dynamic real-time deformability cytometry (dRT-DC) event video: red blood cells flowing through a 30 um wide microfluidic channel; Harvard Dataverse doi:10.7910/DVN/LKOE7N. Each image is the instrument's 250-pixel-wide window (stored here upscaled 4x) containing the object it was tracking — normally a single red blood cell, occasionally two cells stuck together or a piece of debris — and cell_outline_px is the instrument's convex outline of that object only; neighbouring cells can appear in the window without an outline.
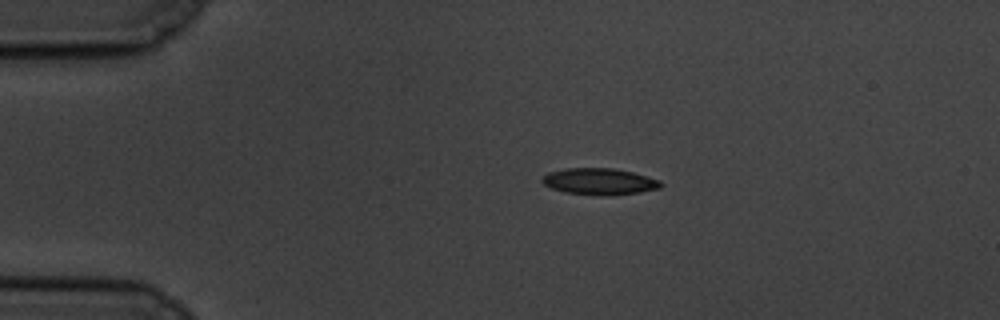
{"species": "common noctule bat (a hibernating species)", "species_latin": "Nyctalus noctula", "temperature_condition": "cold", "stored_images_in_passage": 47, "camera_frame_rate_fps": 3000, "um_per_image_px": 0.085, "animal": {"sex": "male", "body_mass_g": 19.5, "forearm_length_mm": 54.6}, "frame": {"image": 1, "passage_image": 1, "time_ms": 0.0, "image_size_px": [1000, 320], "cell_outline_px": [[664, 184], [660, 188], [640, 192], [612, 196], [600, 196], [564, 192], [552, 188], [544, 184], [540, 180], [548, 172], [564, 168], [612, 168], [632, 172], [660, 180]], "centroid_in_image_um": [50.96, 15.43], "position_along_channel_um": 34.0, "area_um2": 18.5}}
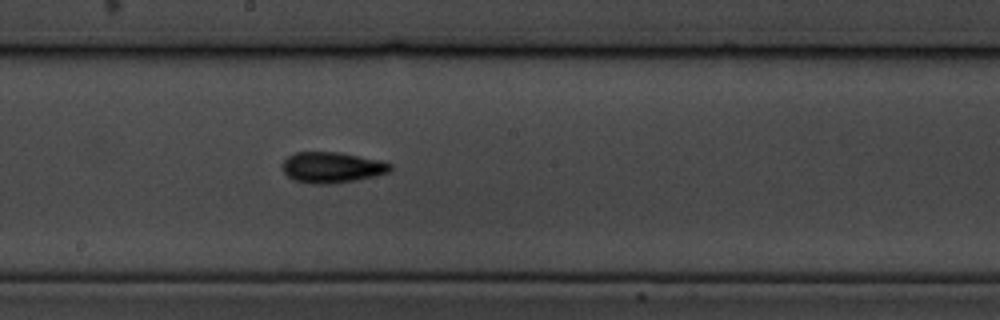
{"frame": {"image": 2, "passage_image": 21, "time_ms": 6.667, "image_size_px": [1000, 320], "cell_outline_px": [[392, 168], [388, 172], [376, 176], [356, 180], [328, 184], [312, 184], [292, 180], [280, 168], [280, 164], [288, 156], [296, 152], [340, 152], [380, 160], [392, 164]], "centroid_in_image_um": [28.18, 14.23], "position_along_channel_um": 220.0, "area_um2": 19.59}}
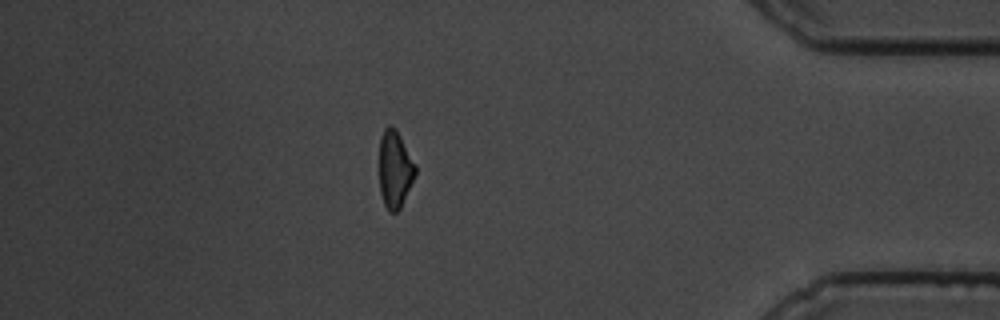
{"frame": {"image": 3, "passage_image": 40, "time_ms": 13.0, "image_size_px": [1000, 320], "cell_outline_px": [[416, 172], [400, 208], [396, 212], [388, 212], [384, 204], [380, 192], [380, 136], [384, 128], [388, 124], [392, 124], [396, 128], [416, 164]], "centroid_in_image_um": [33.56, 14.34], "position_along_channel_um": 401.6, "area_um2": 16.24}, "authors_computed_cell_mechanics": {"area_um2": 17.7446, "velocity_mm_per_s": 3.4426, "shape_relaxation_time_tau1_ms": 6.7157, "shape_relaxation_time_tau2_ms": 7.0134, "deformation_change_tau1": 0.1487, "deformation_change_tau2": 0.1451}}